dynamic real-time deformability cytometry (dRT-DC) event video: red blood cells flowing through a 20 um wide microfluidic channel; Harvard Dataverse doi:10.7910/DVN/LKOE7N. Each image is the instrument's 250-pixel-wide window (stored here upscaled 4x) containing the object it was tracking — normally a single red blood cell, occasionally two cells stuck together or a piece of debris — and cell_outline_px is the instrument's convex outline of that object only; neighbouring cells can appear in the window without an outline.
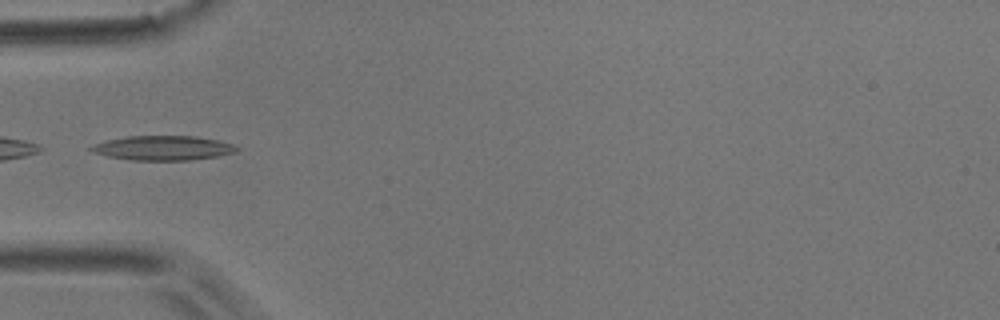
{"species": "common noctule bat (a hibernating species)", "species_latin": "Nyctalus noctula", "temperature_condition": "room temperature", "stored_images_in_passage": 37, "camera_frame_rate_fps": 3000, "um_per_image_px": 0.085, "animal": {"sex": "male", "body_mass_g": 17.9}, "frame": {"image": 1, "passage_image": 1, "time_ms": 0.0, "image_size_px": [1000, 320], "cell_outline_px": [[240, 148], [236, 152], [216, 156], [188, 160], [132, 160], [108, 156], [92, 152], [88, 148], [92, 144], [104, 140], [128, 136], [196, 136], [216, 140], [232, 144]], "centroid_in_image_um": [13.8, 12.57], "position_along_channel_um": 71.2, "area_um2": 20.75}, "authors_computed_cell_mechanics": {"area_um2": 18.785, "velocity_mm_per_s": 3.8214, "shape_relaxation_time_tau1_ms": 5.6947, "shape_relaxation_time_tau2_ms": null, "deformation_change_tau1": 0.1535, "deformation_change_tau2": null}}